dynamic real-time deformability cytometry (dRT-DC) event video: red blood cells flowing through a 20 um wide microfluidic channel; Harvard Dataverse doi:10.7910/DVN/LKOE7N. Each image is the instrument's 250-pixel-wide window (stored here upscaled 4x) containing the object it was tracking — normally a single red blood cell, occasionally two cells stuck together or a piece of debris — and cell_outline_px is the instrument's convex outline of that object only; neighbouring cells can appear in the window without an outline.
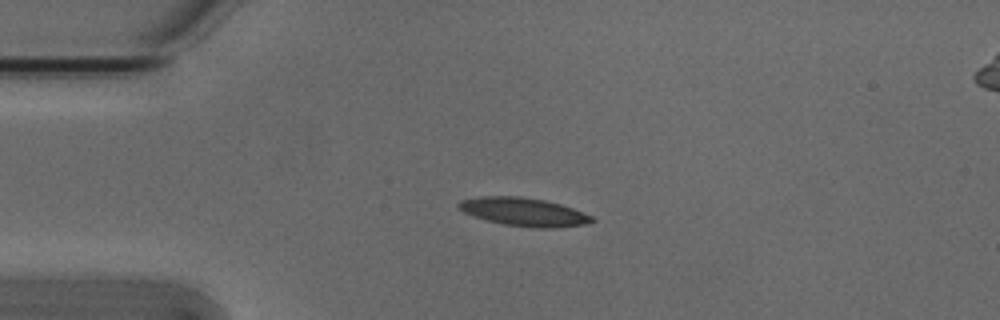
{"species": "Egyptian fruit bat (a non-hibernating species)", "species_latin": "Rousettus aegyptiacus", "temperature_condition": "cold", "stored_images_in_passage": 5, "camera_frame_rate_fps": 3000, "um_per_image_px": 0.085, "animal": {"sex": "male"}, "frame": {"image": 1, "passage_image": 3, "time_ms": 0.667, "image_size_px": [1000, 320], "cell_outline_px": [[596, 220], [584, 224], [552, 228], [536, 228], [504, 224], [472, 216], [456, 208], [456, 204], [460, 200], [480, 196], [520, 196], [544, 200], [560, 204], [572, 208], [592, 216]], "centroid_in_image_um": [44.47, 18.0], "position_along_channel_um": 40.5, "area_um2": 21.91}}